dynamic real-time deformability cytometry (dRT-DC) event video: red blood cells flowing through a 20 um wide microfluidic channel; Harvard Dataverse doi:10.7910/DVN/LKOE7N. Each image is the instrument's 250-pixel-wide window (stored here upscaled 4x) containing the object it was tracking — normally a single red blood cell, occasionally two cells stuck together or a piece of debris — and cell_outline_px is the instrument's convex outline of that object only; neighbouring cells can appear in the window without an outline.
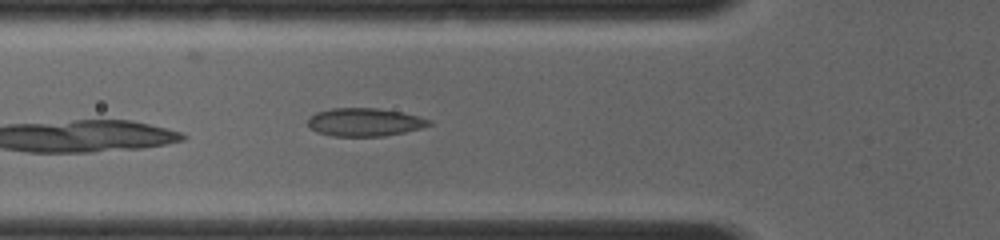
{"species": "common noctule bat (a hibernating species)", "species_latin": "Nyctalus noctula", "temperature_condition": "room temperature", "stored_images_in_passage": 13, "camera_frame_rate_fps": 4000, "um_per_image_px": 0.085, "animal": {"sex": "female", "body_mass_g": 19.0, "forearm_length_mm": 56.7}, "frame": {"image": 1, "passage_image": 10, "time_ms": 3.75, "image_size_px": [1000, 240], "cell_outline_px": [[432, 124], [420, 128], [404, 132], [384, 136], [332, 136], [316, 132], [308, 124], [308, 120], [316, 112], [332, 108], [380, 108], [400, 112], [432, 120]], "centroid_in_image_um": [30.99, 10.38], "position_along_channel_um": 94.8, "area_um2": 19.71}}
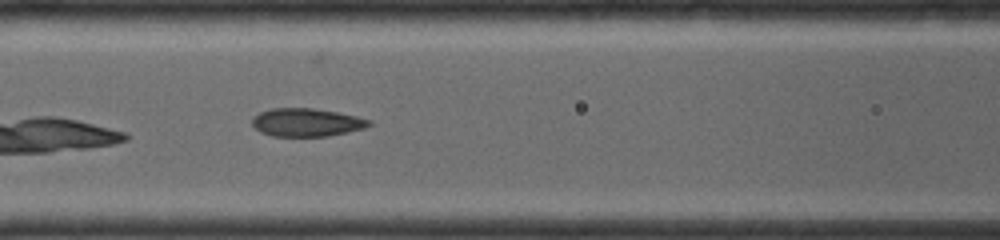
{"frame": {"image": 2, "passage_image": 13, "time_ms": 4.75, "image_size_px": [1000, 240], "cell_outline_px": [[372, 124], [364, 128], [348, 132], [328, 136], [272, 136], [260, 132], [252, 124], [252, 116], [260, 112], [272, 108], [312, 108], [336, 112], [356, 116], [372, 120]], "centroid_in_image_um": [26.05, 10.4], "position_along_channel_um": 140.6, "area_um2": 19.19}}